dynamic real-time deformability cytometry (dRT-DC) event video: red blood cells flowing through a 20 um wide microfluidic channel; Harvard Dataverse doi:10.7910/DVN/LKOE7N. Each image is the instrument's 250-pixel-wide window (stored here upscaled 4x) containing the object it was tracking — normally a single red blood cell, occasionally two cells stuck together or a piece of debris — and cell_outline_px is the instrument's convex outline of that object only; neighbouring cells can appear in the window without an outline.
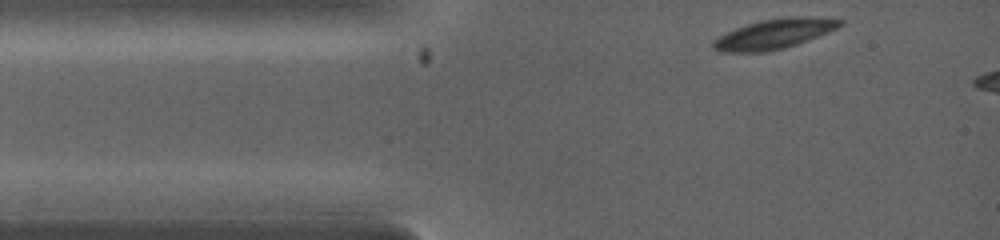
{"species": "common noctule bat (a hibernating species)", "species_latin": "Nyctalus noctula", "temperature_condition": "warm", "stored_images_in_passage": 3, "camera_frame_rate_fps": 5000, "um_per_image_px": 0.085, "animal": {"sex": "female", "body_mass_g": 19.0, "forearm_length_mm": 53.3}, "frame": {"image": 1, "passage_image": 1, "time_ms": 0.0, "image_size_px": [1000, 240], "cell_outline_px": [[844, 24], [828, 32], [796, 44], [784, 48], [768, 52], [720, 52], [712, 48], [712, 40], [736, 28], [760, 20], [792, 16], [804, 16], [844, 20]], "centroid_in_image_um": [65.78, 2.89], "position_along_channel_um": 19.2, "area_um2": 21.91}}